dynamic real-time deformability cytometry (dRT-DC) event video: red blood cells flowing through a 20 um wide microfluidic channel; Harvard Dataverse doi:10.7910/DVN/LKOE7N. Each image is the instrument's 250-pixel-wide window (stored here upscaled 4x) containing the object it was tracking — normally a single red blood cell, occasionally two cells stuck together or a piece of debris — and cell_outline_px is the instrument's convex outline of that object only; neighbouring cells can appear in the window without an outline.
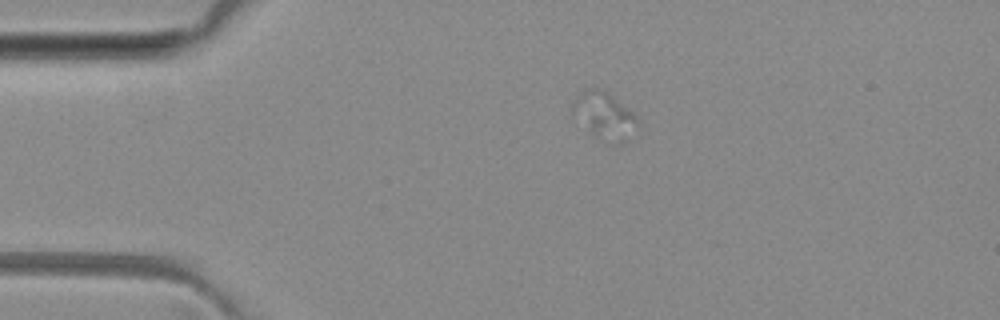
{"species": "common noctule bat (a hibernating species)", "species_latin": "Nyctalus noctula", "temperature_condition": "room temperature", "stored_images_in_passage": 2, "camera_frame_rate_fps": 3000, "um_per_image_px": 0.085, "animal": {"sex": "female", "body_mass_g": 29.2, "forearm_length_mm": 56.3}, "frame": {"image": 1, "passage_image": 1, "time_ms": 0.0, "image_size_px": [1000, 320], "cell_outline_px": [[640, 128], [596, 136], [592, 132], [580, 92], [584, 88], [604, 88], [636, 112]], "centroid_in_image_um": [51.65, 9.55], "position_along_channel_um": 33.3, "area_um2": 13.64}}